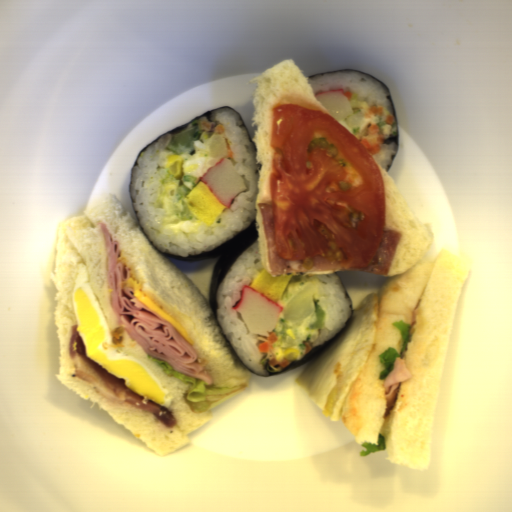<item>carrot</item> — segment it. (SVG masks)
<instances>
[{"instance_id": "carrot-6", "label": "carrot", "mask_w": 512, "mask_h": 512, "mask_svg": "<svg viewBox=\"0 0 512 512\" xmlns=\"http://www.w3.org/2000/svg\"><path fill=\"white\" fill-rule=\"evenodd\" d=\"M303 345L305 347V354H309L310 351L313 349V345L309 340H304Z\"/></svg>"}, {"instance_id": "carrot-2", "label": "carrot", "mask_w": 512, "mask_h": 512, "mask_svg": "<svg viewBox=\"0 0 512 512\" xmlns=\"http://www.w3.org/2000/svg\"><path fill=\"white\" fill-rule=\"evenodd\" d=\"M198 125H199V129L201 131L211 132L212 134L215 135V137L217 135H223L224 136L226 134V131H227L225 126L220 124V123H218V122L209 123V122L199 121Z\"/></svg>"}, {"instance_id": "carrot-1", "label": "carrot", "mask_w": 512, "mask_h": 512, "mask_svg": "<svg viewBox=\"0 0 512 512\" xmlns=\"http://www.w3.org/2000/svg\"><path fill=\"white\" fill-rule=\"evenodd\" d=\"M385 141V136L376 123L368 129L367 135L360 140L372 156L381 150Z\"/></svg>"}, {"instance_id": "carrot-7", "label": "carrot", "mask_w": 512, "mask_h": 512, "mask_svg": "<svg viewBox=\"0 0 512 512\" xmlns=\"http://www.w3.org/2000/svg\"><path fill=\"white\" fill-rule=\"evenodd\" d=\"M227 147H228V152H227L226 158L231 160V159H233L234 151H233L232 147L229 144H227Z\"/></svg>"}, {"instance_id": "carrot-5", "label": "carrot", "mask_w": 512, "mask_h": 512, "mask_svg": "<svg viewBox=\"0 0 512 512\" xmlns=\"http://www.w3.org/2000/svg\"><path fill=\"white\" fill-rule=\"evenodd\" d=\"M384 113V108L382 106H372L367 114L363 115L364 116V119L365 118H369V117H372V116H380V115H383Z\"/></svg>"}, {"instance_id": "carrot-4", "label": "carrot", "mask_w": 512, "mask_h": 512, "mask_svg": "<svg viewBox=\"0 0 512 512\" xmlns=\"http://www.w3.org/2000/svg\"><path fill=\"white\" fill-rule=\"evenodd\" d=\"M267 363L270 367L278 366V367L284 369L285 367H287L290 364V360H287L285 358L284 359H276V357H275L274 359L269 360Z\"/></svg>"}, {"instance_id": "carrot-3", "label": "carrot", "mask_w": 512, "mask_h": 512, "mask_svg": "<svg viewBox=\"0 0 512 512\" xmlns=\"http://www.w3.org/2000/svg\"><path fill=\"white\" fill-rule=\"evenodd\" d=\"M278 340L279 335L272 331L269 335H266V340L258 345V351L261 353L270 352Z\"/></svg>"}, {"instance_id": "carrot-9", "label": "carrot", "mask_w": 512, "mask_h": 512, "mask_svg": "<svg viewBox=\"0 0 512 512\" xmlns=\"http://www.w3.org/2000/svg\"><path fill=\"white\" fill-rule=\"evenodd\" d=\"M346 98L348 99V101L350 102L351 99H352V93H350L349 91L348 92H344Z\"/></svg>"}, {"instance_id": "carrot-8", "label": "carrot", "mask_w": 512, "mask_h": 512, "mask_svg": "<svg viewBox=\"0 0 512 512\" xmlns=\"http://www.w3.org/2000/svg\"><path fill=\"white\" fill-rule=\"evenodd\" d=\"M385 121H386L387 125L394 124L395 117H393V115H388Z\"/></svg>"}]
</instances>
